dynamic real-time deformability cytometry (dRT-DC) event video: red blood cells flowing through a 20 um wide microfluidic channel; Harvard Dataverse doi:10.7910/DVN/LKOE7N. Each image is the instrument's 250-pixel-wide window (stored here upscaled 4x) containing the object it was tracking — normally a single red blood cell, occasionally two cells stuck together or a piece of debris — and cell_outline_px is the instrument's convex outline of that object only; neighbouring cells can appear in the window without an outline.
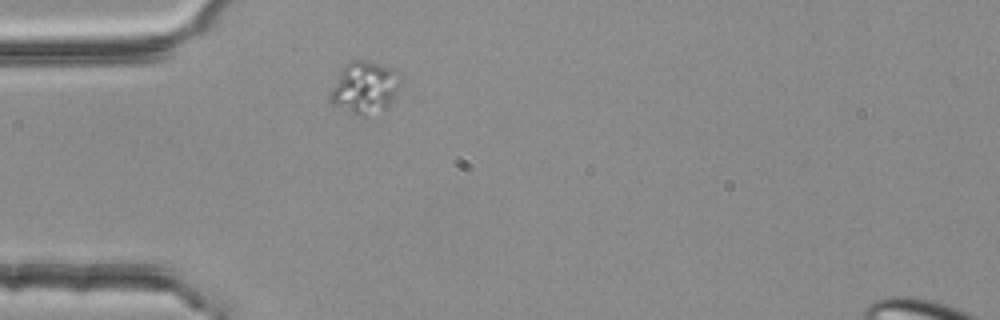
{"species": "common noctule bat (a hibernating species)", "species_latin": "Nyctalus noctula", "temperature_condition": "room temperature", "stored_images_in_passage": 1, "camera_frame_rate_fps": 3000, "um_per_image_px": 0.085, "animal": {"sex": "female", "body_mass_g": 25.1}, "frame": {"image": 1, "passage_image": 1, "time_ms": 0.0, "image_size_px": [1000, 320], "cell_outline_px": [[404, 80], [388, 104], [384, 108], [364, 116], [360, 116], [332, 104], [328, 100], [328, 92], [340, 72], [352, 60], [364, 60], [380, 64], [392, 68]], "centroid_in_image_um": [30.98, 7.43], "position_along_channel_um": 54.0, "area_um2": 21.1}}